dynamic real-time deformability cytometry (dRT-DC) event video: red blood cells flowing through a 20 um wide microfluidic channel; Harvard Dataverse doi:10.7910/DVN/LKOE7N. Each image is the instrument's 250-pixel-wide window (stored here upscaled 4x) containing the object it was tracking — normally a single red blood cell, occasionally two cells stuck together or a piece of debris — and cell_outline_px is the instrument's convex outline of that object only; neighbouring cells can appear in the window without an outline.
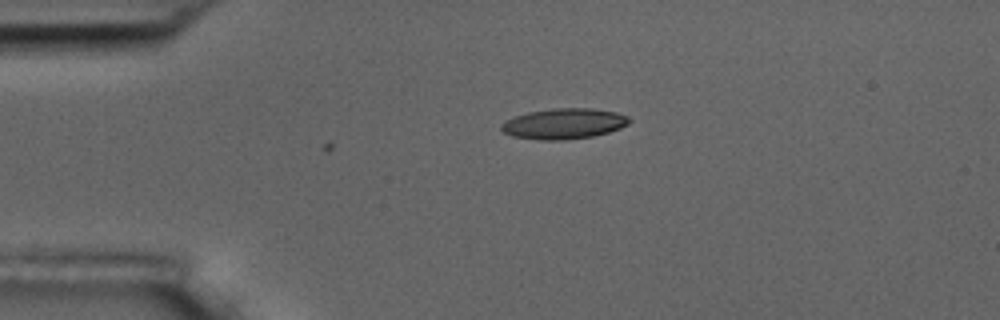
{"species": "common noctule bat (a hibernating species)", "species_latin": "Nyctalus noctula", "temperature_condition": "room temperature", "stored_images_in_passage": 3, "camera_frame_rate_fps": 3000, "um_per_image_px": 0.085, "animal": {"sex": "male", "body_mass_g": 17.5, "forearm_length_mm": 52.3}, "frame": {"image": 1, "passage_image": 3, "time_ms": 2.333, "image_size_px": [1000, 320], "cell_outline_px": [[632, 120], [628, 124], [620, 128], [608, 132], [592, 136], [564, 140], [540, 140], [512, 136], [504, 132], [500, 128], [500, 124], [504, 120], [512, 116], [528, 112], [552, 108], [592, 108], [616, 112], [628, 116]], "centroid_in_image_um": [47.9, 10.5], "position_along_channel_um": 37.1, "area_um2": 23.0}}